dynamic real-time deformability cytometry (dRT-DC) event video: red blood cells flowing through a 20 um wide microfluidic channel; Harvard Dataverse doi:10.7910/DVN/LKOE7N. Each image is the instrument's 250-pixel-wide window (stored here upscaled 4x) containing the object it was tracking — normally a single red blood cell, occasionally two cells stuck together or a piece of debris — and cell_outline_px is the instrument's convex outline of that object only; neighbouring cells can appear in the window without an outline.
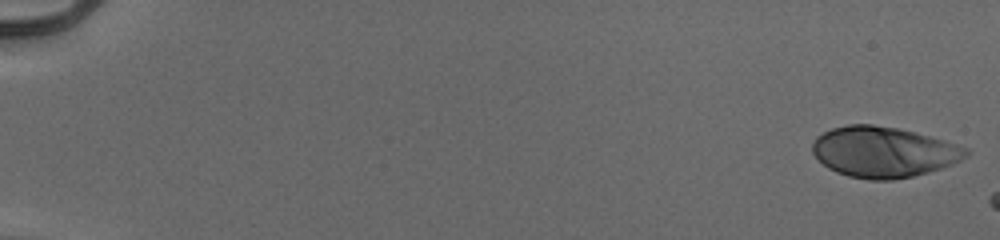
{"species": "human", "species_latin": "Homo sapiens", "temperature_condition": "cold", "stored_images_in_passage": 22, "camera_frame_rate_fps": 3000, "um_per_image_px": 0.085, "donor": {"sex": "male"}, "frame": {"image": 1, "passage_image": 1, "time_ms": 0.0, "image_size_px": [1000, 240], "cell_outline_px": [[968, 156], [952, 164], [928, 172], [912, 176], [892, 180], [868, 180], [848, 176], [836, 172], [828, 168], [812, 152], [812, 144], [816, 136], [832, 128], [848, 124], [872, 124], [896, 128], [944, 140], [968, 148]], "centroid_in_image_um": [75.08, 12.92], "position_along_channel_um": 9.9, "area_um2": 45.14}}
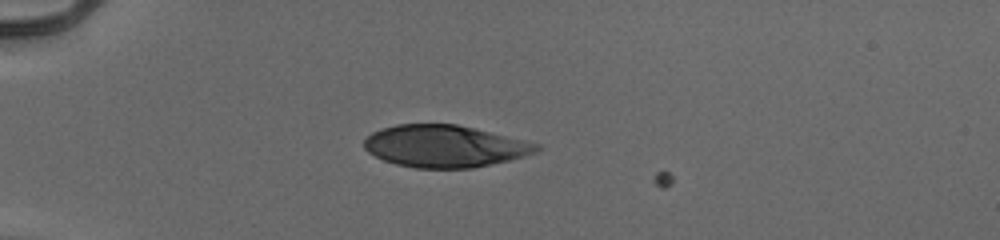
{"frame": {"image": 2, "passage_image": 16, "time_ms": 5.0, "image_size_px": [1000, 240], "cell_outline_px": [[540, 148], [536, 152], [524, 156], [508, 160], [472, 168], [416, 168], [396, 164], [384, 160], [368, 152], [364, 148], [364, 140], [372, 132], [396, 124], [456, 124], [540, 144]], "centroid_in_image_um": [37.78, 12.43], "position_along_channel_um": 47.2, "area_um2": 41.85}}